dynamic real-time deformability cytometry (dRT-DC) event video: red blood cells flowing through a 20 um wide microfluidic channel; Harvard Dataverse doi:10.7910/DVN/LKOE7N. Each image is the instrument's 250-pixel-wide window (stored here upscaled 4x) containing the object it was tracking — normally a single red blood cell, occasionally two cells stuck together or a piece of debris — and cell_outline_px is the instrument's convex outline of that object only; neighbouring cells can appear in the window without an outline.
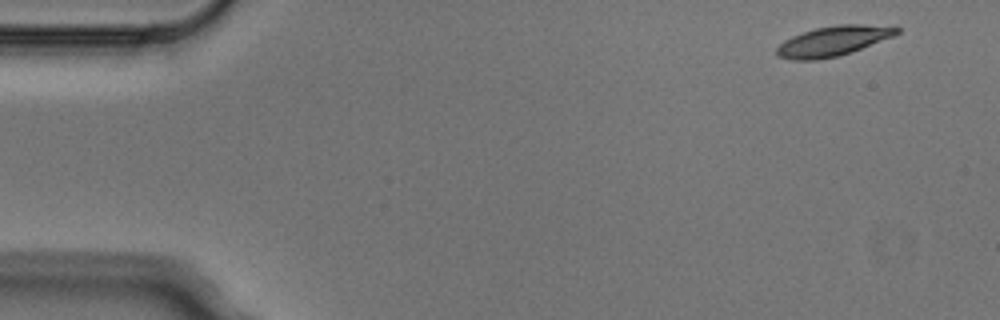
{"species": "Egyptian fruit bat (a non-hibernating species)", "species_latin": "Rousettus aegyptiacus", "temperature_condition": "cold", "stored_images_in_passage": 4, "segment_of_instrument_passage": [2, 2], "camera_frame_rate_fps": 3000, "um_per_image_px": 0.085, "animal": {"sex": "male"}, "frame": {"image": 1, "passage_image": 4, "time_ms": 1.0, "image_size_px": [1000, 320], "cell_outline_px": [[900, 32], [892, 36], [840, 56], [816, 60], [792, 60], [776, 56], [776, 48], [784, 40], [792, 36], [816, 28], [836, 24], [860, 24], [900, 28]], "centroid_in_image_um": [70.75, 3.5], "position_along_channel_um": 14.3, "area_um2": 20.69}}